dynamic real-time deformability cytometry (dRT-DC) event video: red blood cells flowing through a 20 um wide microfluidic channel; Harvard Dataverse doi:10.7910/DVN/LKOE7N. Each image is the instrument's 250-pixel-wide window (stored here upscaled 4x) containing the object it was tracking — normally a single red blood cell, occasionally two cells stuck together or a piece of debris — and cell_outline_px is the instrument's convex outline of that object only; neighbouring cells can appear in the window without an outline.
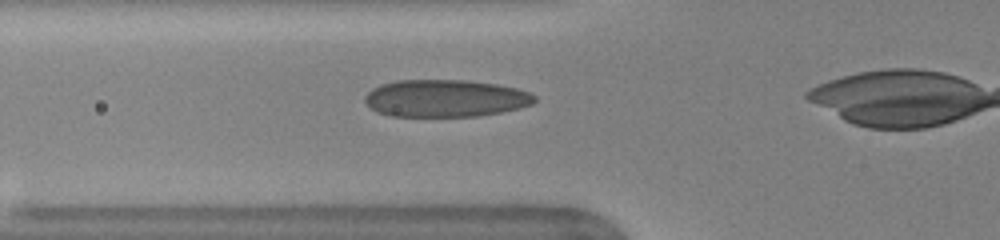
{"species": "human", "species_latin": "Homo sapiens", "temperature_condition": "warm", "stored_images_in_passage": 37, "camera_frame_rate_fps": 3000, "um_per_image_px": 0.085, "donor": {"sex": "female"}, "frame": {"image": 1, "passage_image": 11, "time_ms": 3.333, "image_size_px": [1000, 240], "cell_outline_px": [[536, 100], [532, 104], [520, 108], [500, 112], [476, 116], [388, 116], [376, 112], [364, 100], [364, 96], [372, 88], [380, 84], [396, 80], [464, 80], [496, 84], [516, 88], [528, 92], [536, 96]], "centroid_in_image_um": [37.83, 8.35], "position_along_channel_um": 88.0, "area_um2": 36.93}}
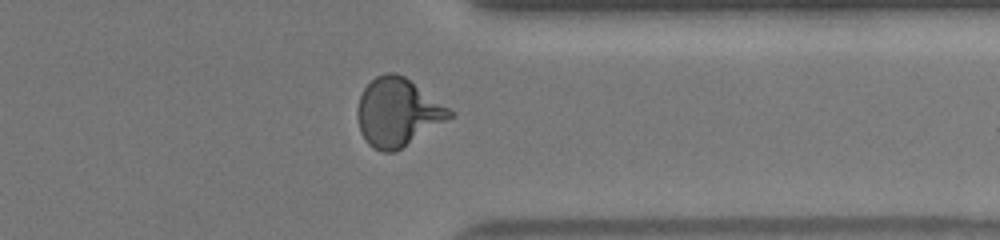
{"frame": {"image": 2, "passage_image": 33, "time_ms": 10.667, "image_size_px": [1000, 240], "cell_outline_px": [[456, 112], [452, 116], [396, 152], [380, 152], [372, 148], [368, 144], [360, 132], [356, 116], [356, 108], [360, 96], [364, 88], [376, 76], [384, 72], [396, 72], [404, 76]], "centroid_in_image_um": [33.76, 9.55], "position_along_channel_um": 377.6, "area_um2": 36.7}, "authors_computed_cell_mechanics": {"area_um2": 36.0094, "velocity_mm_per_s": 3.9491, "shape_relaxation_time_tau1_ms": 4.8876, "shape_relaxation_time_tau2_ms": null, "deformation_change_tau1": 0.2104, "deformation_change_tau2": null}}